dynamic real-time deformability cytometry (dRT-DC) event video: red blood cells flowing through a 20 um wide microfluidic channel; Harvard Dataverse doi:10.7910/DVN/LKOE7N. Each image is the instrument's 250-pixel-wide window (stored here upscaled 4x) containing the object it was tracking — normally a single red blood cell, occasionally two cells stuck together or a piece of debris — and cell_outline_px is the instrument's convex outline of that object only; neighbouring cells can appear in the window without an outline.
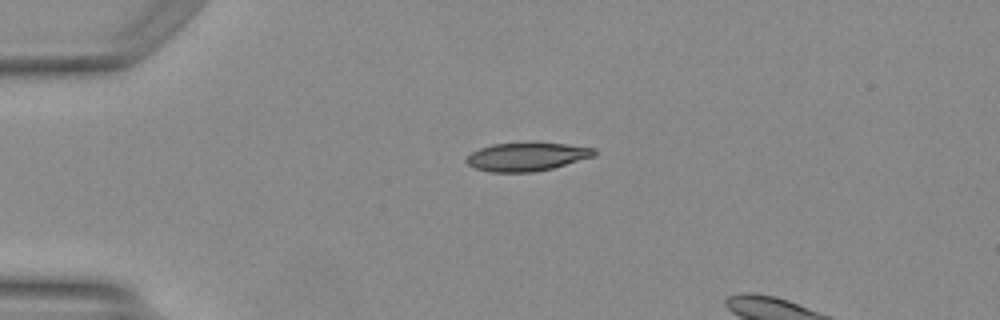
{"species": "Egyptian fruit bat (a non-hibernating species)", "species_latin": "Rousettus aegyptiacus", "temperature_condition": "warm", "stored_images_in_passage": 5, "camera_frame_rate_fps": 3000, "um_per_image_px": 0.085, "animal": {"sex": "female"}, "frame": {"image": 1, "passage_image": 1, "time_ms": 0.0, "image_size_px": [1000, 320], "cell_outline_px": [[596, 156], [552, 168], [532, 172], [492, 172], [476, 168], [468, 164], [464, 160], [472, 152], [480, 148], [492, 144], [568, 144], [596, 148]], "centroid_in_image_um": [44.8, 13.34], "position_along_channel_um": 40.2, "area_um2": 20.75}}